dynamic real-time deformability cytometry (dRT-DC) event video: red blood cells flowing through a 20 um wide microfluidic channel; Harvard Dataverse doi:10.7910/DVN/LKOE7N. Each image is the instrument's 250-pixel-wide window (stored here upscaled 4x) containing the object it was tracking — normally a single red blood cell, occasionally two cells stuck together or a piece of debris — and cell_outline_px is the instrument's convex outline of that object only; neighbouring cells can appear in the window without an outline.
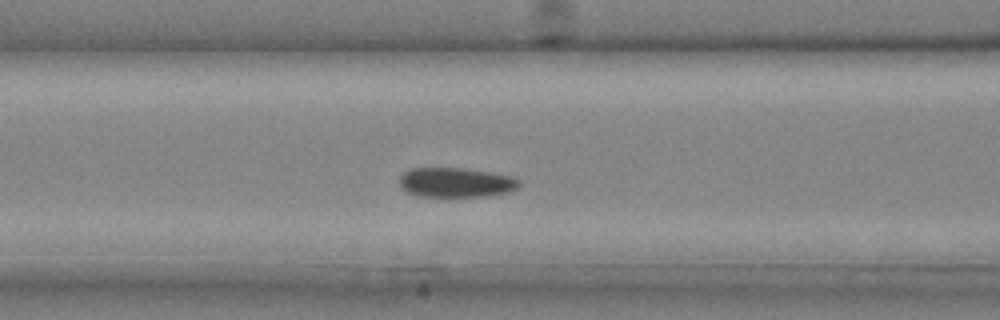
{"species": "common noctule bat (a hibernating species)", "species_latin": "Nyctalus noctula", "temperature_condition": "cold", "stored_images_in_passage": 28, "camera_frame_rate_fps": 3000, "um_per_image_px": 0.085, "animal": {"sex": "male", "body_mass_g": 20.4}, "frame": {"image": 1, "passage_image": 11, "time_ms": 3.333, "image_size_px": [1000, 320], "cell_outline_px": [[520, 184], [516, 188], [508, 192], [488, 196], [416, 196], [408, 192], [400, 184], [400, 176], [404, 172], [412, 168], [464, 168], [492, 172], [512, 176], [520, 180]], "centroid_in_image_um": [38.78, 15.5], "position_along_channel_um": 127.8, "area_um2": 20.63}}
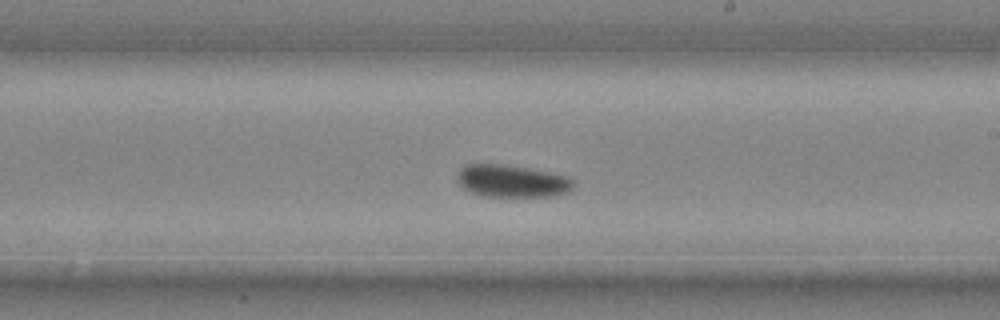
{"frame": {"image": 2, "passage_image": 17, "time_ms": 5.333, "image_size_px": [1000, 320], "cell_outline_px": [[572, 188], [568, 192], [552, 196], [484, 196], [472, 192], [464, 188], [460, 184], [460, 168], [464, 164], [500, 164], [548, 172], [568, 176], [572, 180]], "centroid_in_image_um": [43.53, 15.39], "position_along_channel_um": 245.5, "area_um2": 21.39}}
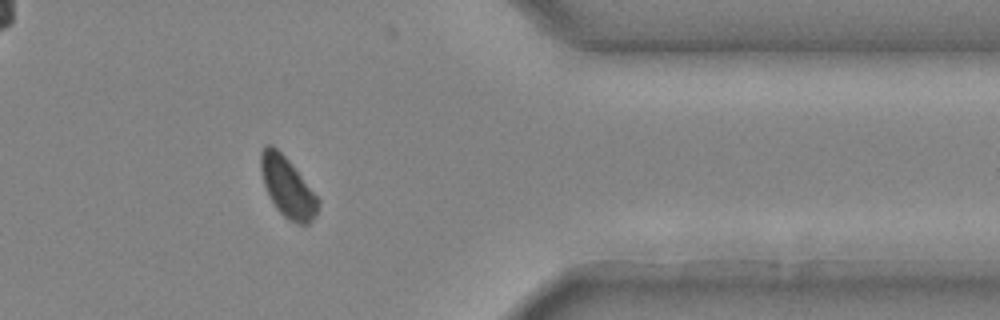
{"frame": {"image": 3, "passage_image": 25, "time_ms": 8.0, "image_size_px": [1000, 320], "cell_outline_px": [[320, 200], [316, 216], [308, 224], [296, 224], [288, 220], [276, 208], [268, 196], [264, 184], [260, 168], [260, 152], [264, 144], [272, 144], [288, 160]], "centroid_in_image_um": [24.41, 15.92], "position_along_channel_um": 387.0, "area_um2": 20.0}}